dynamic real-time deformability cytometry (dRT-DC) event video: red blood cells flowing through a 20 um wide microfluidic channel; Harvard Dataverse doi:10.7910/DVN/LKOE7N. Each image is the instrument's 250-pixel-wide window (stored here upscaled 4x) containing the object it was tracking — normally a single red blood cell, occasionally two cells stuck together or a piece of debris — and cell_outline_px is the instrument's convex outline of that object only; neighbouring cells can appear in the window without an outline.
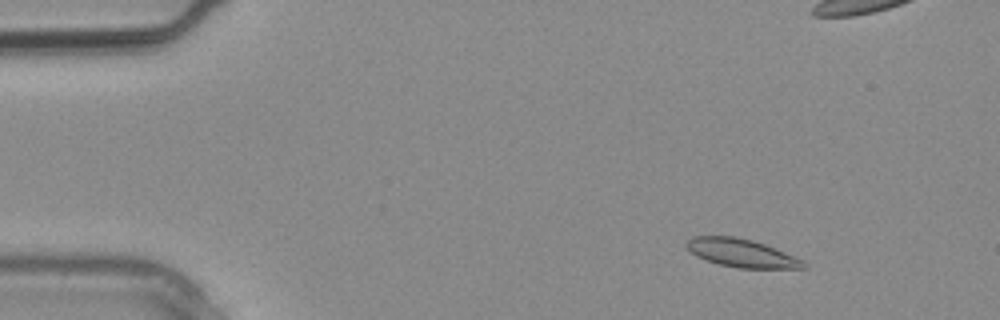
{"species": "common noctule bat (a hibernating species)", "species_latin": "Nyctalus noctula", "temperature_condition": "warm", "stored_images_in_passage": 3, "camera_frame_rate_fps": 3000, "um_per_image_px": 0.085, "animal": {"sex": "male", "body_mass_g": 20.4}, "frame": {"image": 1, "passage_image": 1, "time_ms": 0.0, "image_size_px": [1000, 320], "cell_outline_px": [[808, 268], [740, 268], [720, 264], [696, 256], [684, 244], [692, 236], [732, 236], [752, 240], [776, 248], [804, 260], [808, 264]], "centroid_in_image_um": [63.08, 21.51], "position_along_channel_um": 21.9, "area_um2": 19.13}}